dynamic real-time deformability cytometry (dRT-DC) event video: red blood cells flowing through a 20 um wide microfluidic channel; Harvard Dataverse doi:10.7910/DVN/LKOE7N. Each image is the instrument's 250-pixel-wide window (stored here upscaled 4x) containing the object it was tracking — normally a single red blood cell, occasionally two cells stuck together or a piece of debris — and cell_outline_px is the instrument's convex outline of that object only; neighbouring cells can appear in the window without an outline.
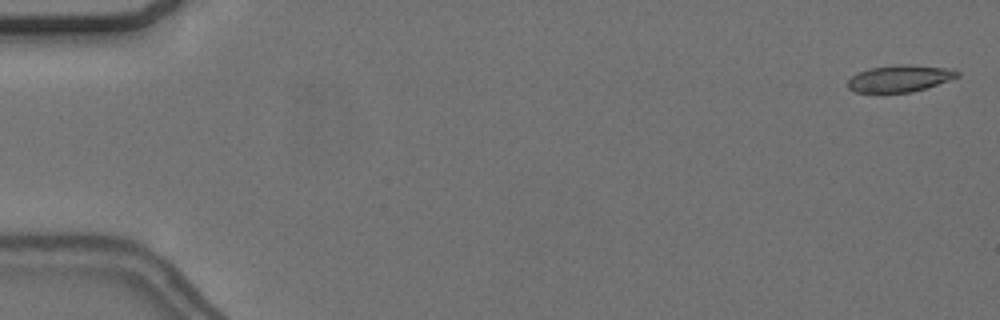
{"species": "common noctule bat (a hibernating species)", "species_latin": "Nyctalus noctula", "temperature_condition": "cold", "stored_images_in_passage": 57, "camera_frame_rate_fps": 3000, "um_per_image_px": 0.085, "animal": {"sex": "female", "body_mass_g": 24.6, "forearm_length_mm": 56.2}, "frame": {"image": 1, "passage_image": 2, "time_ms": 0.333, "image_size_px": [1000, 320], "cell_outline_px": [[960, 76], [912, 92], [856, 92], [848, 88], [848, 80], [852, 76], [868, 68], [900, 64], [908, 64], [948, 68], [960, 72]], "centroid_in_image_um": [76.47, 6.66], "position_along_channel_um": 8.5, "area_um2": 16.88}}
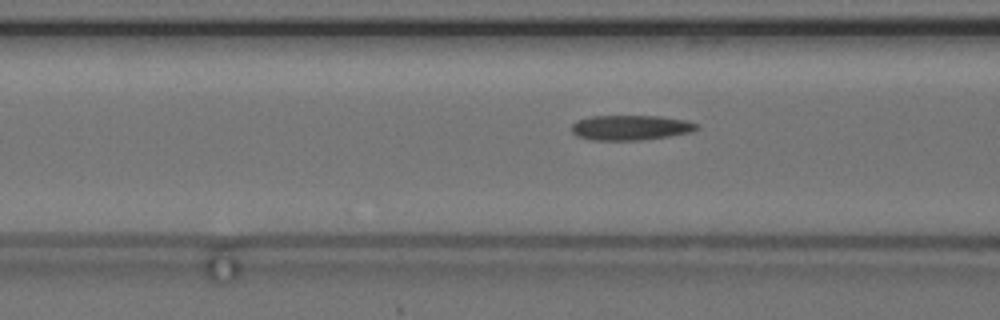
{"frame": {"image": 2, "passage_image": 23, "time_ms": 7.333, "image_size_px": [1000, 320], "cell_outline_px": [[700, 128], [692, 132], [668, 136], [640, 140], [592, 140], [576, 136], [572, 132], [572, 124], [576, 120], [592, 116], [660, 116], [688, 120], [700, 124]], "centroid_in_image_um": [53.64, 10.84], "position_along_channel_um": 113.0, "area_um2": 18.44}}
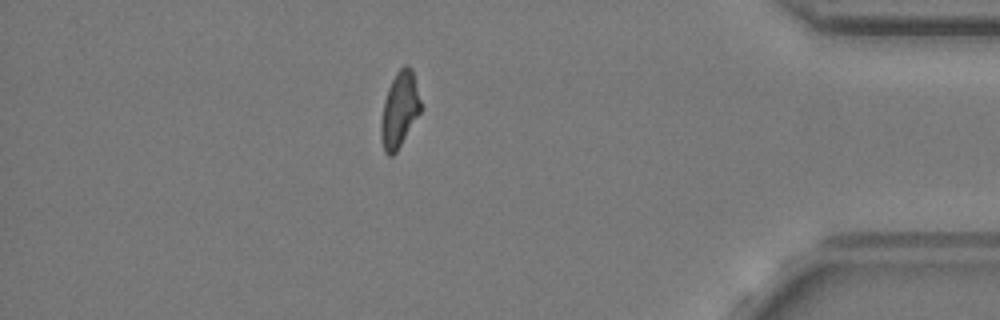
{"frame": {"image": 3, "passage_image": 50, "time_ms": 16.333, "image_size_px": [1000, 320], "cell_outline_px": [[420, 112], [396, 152], [392, 156], [388, 156], [384, 152], [380, 140], [380, 120], [384, 100], [388, 88], [396, 72], [404, 64], [408, 64], [412, 68], [420, 100]], "centroid_in_image_um": [33.92, 9.33], "position_along_channel_um": 401.3, "area_um2": 17.46}, "authors_computed_cell_mechanics": {"area_um2": 17.8602, "velocity_mm_per_s": 3.6341, "shape_relaxation_time_tau1_ms": null, "shape_relaxation_time_tau2_ms": 8.5791, "deformation_change_tau1": null, "deformation_change_tau2": 0.1839}}